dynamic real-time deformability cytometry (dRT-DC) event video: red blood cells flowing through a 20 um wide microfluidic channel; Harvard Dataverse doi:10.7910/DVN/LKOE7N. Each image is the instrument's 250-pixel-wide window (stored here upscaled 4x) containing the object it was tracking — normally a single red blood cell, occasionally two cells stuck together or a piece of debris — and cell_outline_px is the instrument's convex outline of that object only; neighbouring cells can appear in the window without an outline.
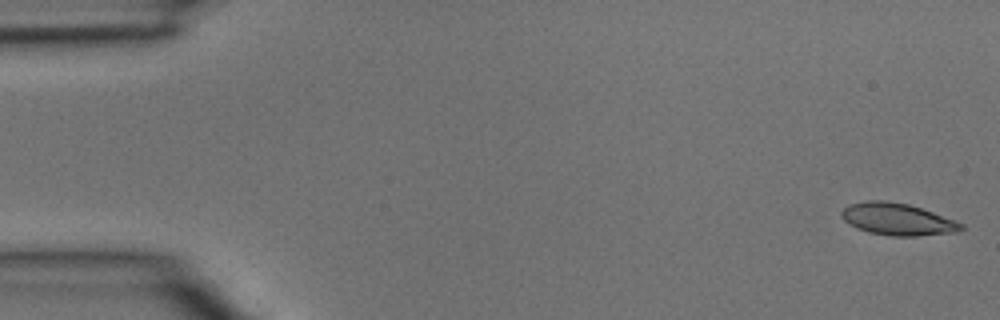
{"species": "common noctule bat (a hibernating species)", "species_latin": "Nyctalus noctula", "temperature_condition": "room temperature", "stored_images_in_passage": 4, "camera_frame_rate_fps": 3000, "um_per_image_px": 0.085, "animal": {"sex": "male", "body_mass_g": 15.6}, "frame": {"image": 1, "passage_image": 1, "time_ms": 0.0, "image_size_px": [1000, 320], "cell_outline_px": [[964, 228], [960, 232], [916, 236], [892, 236], [868, 232], [856, 228], [844, 220], [840, 216], [840, 212], [848, 204], [868, 200], [884, 200], [908, 204], [956, 220], [964, 224]], "centroid_in_image_um": [76.29, 18.64], "position_along_channel_um": 8.7, "area_um2": 22.48}}